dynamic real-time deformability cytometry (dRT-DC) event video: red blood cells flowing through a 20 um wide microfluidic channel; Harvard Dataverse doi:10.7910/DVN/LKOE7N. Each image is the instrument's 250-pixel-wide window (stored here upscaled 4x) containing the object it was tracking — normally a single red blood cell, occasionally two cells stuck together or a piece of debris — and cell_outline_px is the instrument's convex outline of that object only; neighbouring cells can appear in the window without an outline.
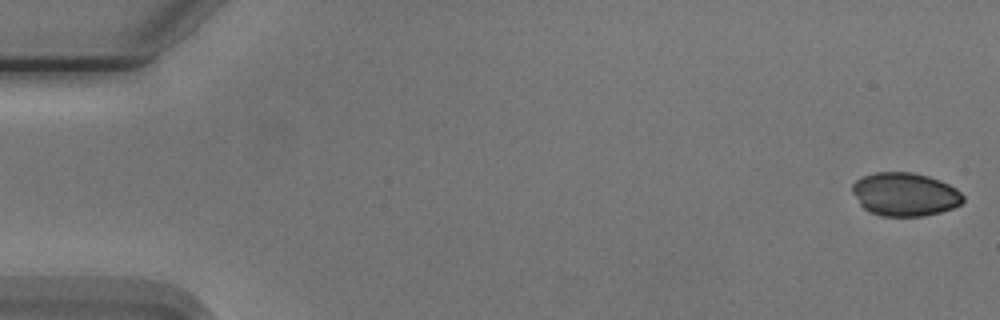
{"species": "Egyptian fruit bat (a non-hibernating species)", "species_latin": "Rousettus aegyptiacus", "temperature_condition": "cold", "stored_images_in_passage": 12, "camera_frame_rate_fps": 3000, "um_per_image_px": 0.085, "animal": {"sex": "male"}, "frame": {"image": 1, "passage_image": 1, "time_ms": 0.0, "image_size_px": [1000, 320], "cell_outline_px": [[964, 200], [960, 204], [952, 208], [940, 212], [924, 216], [880, 216], [864, 208], [860, 204], [852, 192], [852, 184], [856, 180], [864, 176], [876, 172], [912, 172], [928, 176], [940, 180], [956, 188], [964, 196]], "centroid_in_image_um": [76.92, 16.51], "position_along_channel_um": 8.1, "area_um2": 27.98}}